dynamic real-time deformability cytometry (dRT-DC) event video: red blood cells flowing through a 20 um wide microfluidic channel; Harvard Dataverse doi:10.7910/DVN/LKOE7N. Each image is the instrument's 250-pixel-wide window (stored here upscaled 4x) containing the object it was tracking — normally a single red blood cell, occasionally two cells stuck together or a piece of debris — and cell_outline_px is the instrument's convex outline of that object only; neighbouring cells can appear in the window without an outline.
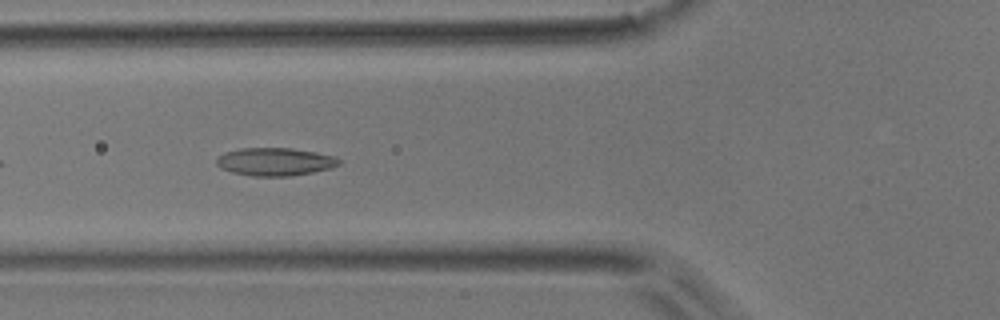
{"species": "common noctule bat (a hibernating species)", "species_latin": "Nyctalus noctula", "temperature_condition": "room temperature", "stored_images_in_passage": 18, "camera_frame_rate_fps": 3000, "um_per_image_px": 0.085, "animal": {"sex": "male", "body_mass_g": 17.9}, "frame": {"image": 1, "passage_image": 6, "time_ms": 1.667, "image_size_px": [1000, 320], "cell_outline_px": [[340, 164], [332, 168], [312, 172], [288, 176], [252, 176], [232, 172], [220, 168], [216, 164], [216, 160], [224, 152], [240, 148], [292, 148], [316, 152], [332, 156], [340, 160]], "centroid_in_image_um": [23.36, 13.74], "position_along_channel_um": 102.4, "area_um2": 19.88}}
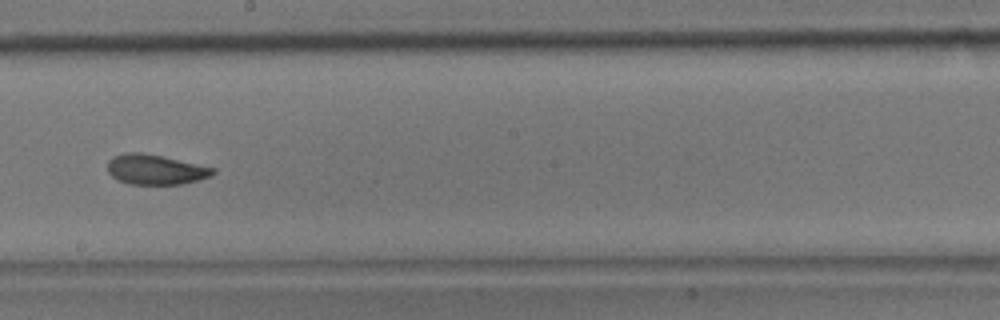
{"frame": {"image": 2, "passage_image": 16, "time_ms": 5.0, "image_size_px": [1000, 320], "cell_outline_px": [[216, 172], [212, 176], [200, 180], [180, 184], [128, 184], [116, 180], [108, 172], [108, 160], [112, 156], [124, 152], [140, 152], [160, 156], [216, 168]], "centroid_in_image_um": [13.2, 14.41], "position_along_channel_um": 235.0, "area_um2": 18.55}}